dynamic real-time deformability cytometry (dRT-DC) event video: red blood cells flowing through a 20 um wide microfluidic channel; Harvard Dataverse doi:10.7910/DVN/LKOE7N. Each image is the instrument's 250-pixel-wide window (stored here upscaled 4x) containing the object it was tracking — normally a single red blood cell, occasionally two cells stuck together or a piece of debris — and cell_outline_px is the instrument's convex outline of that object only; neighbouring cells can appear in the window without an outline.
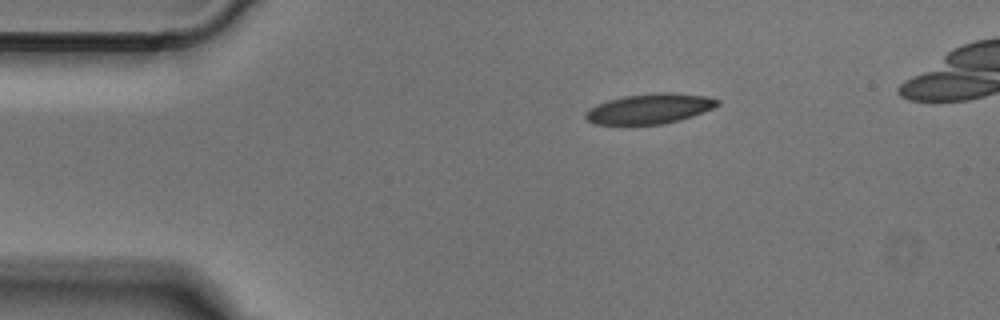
{"species": "Egyptian fruit bat (a non-hibernating species)", "species_latin": "Rousettus aegyptiacus", "temperature_condition": "cold", "stored_images_in_passage": 39, "camera_frame_rate_fps": 3000, "um_per_image_px": 0.085, "animal": {"sex": "male"}, "frame": {"image": 1, "passage_image": 1, "time_ms": 0.0, "image_size_px": [1000, 320], "cell_outline_px": [[720, 104], [704, 112], [680, 120], [664, 124], [628, 128], [620, 128], [596, 124], [588, 120], [584, 116], [584, 112], [588, 108], [596, 104], [608, 100], [624, 96], [656, 92], [672, 92], [704, 96], [720, 100]], "centroid_in_image_um": [55.12, 9.3], "position_along_channel_um": 29.9, "area_um2": 24.28}}
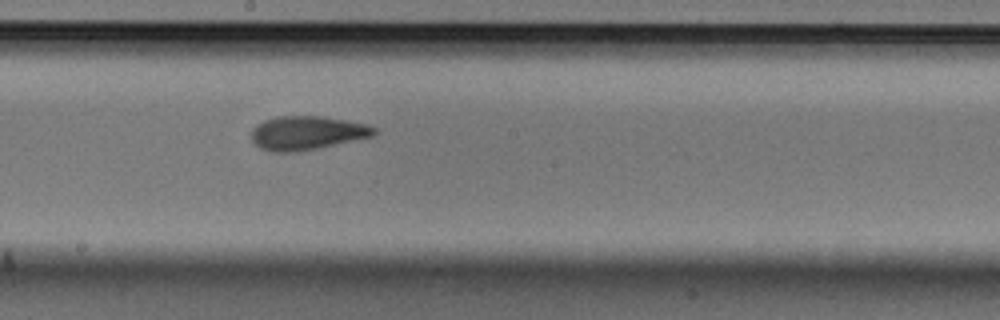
{"frame": {"image": 2, "passage_image": 19, "time_ms": 6.0, "image_size_px": [1000, 320], "cell_outline_px": [[376, 132], [372, 136], [320, 148], [296, 152], [272, 152], [260, 148], [252, 140], [252, 128], [256, 124], [264, 120], [276, 116], [324, 116], [348, 120], [368, 124], [376, 128]], "centroid_in_image_um": [26.09, 11.29], "position_along_channel_um": 222.1, "area_um2": 24.39}}
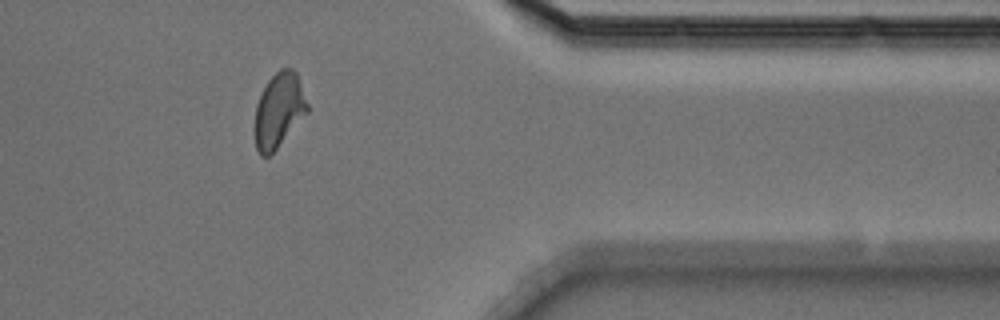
{"frame": {"image": 3, "passage_image": 33, "time_ms": 10.667, "image_size_px": [1000, 320], "cell_outline_px": [[308, 112], [276, 148], [268, 156], [260, 156], [256, 148], [256, 104], [268, 80], [280, 68], [292, 68], [296, 72], [308, 104]], "centroid_in_image_um": [23.72, 9.35], "position_along_channel_um": 387.7, "area_um2": 22.31}}